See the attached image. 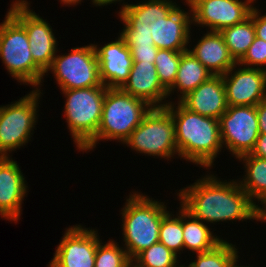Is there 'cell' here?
Segmentation results:
<instances>
[{
    "mask_svg": "<svg viewBox=\"0 0 266 267\" xmlns=\"http://www.w3.org/2000/svg\"><path fill=\"white\" fill-rule=\"evenodd\" d=\"M177 196L188 213L206 224L252 219L266 222V216L234 179L228 182L208 174L180 189Z\"/></svg>",
    "mask_w": 266,
    "mask_h": 267,
    "instance_id": "obj_1",
    "label": "cell"
},
{
    "mask_svg": "<svg viewBox=\"0 0 266 267\" xmlns=\"http://www.w3.org/2000/svg\"><path fill=\"white\" fill-rule=\"evenodd\" d=\"M165 107L170 111L175 124L180 159L207 170L213 168L215 158L223 149L219 120L189 111L179 101H170Z\"/></svg>",
    "mask_w": 266,
    "mask_h": 267,
    "instance_id": "obj_2",
    "label": "cell"
},
{
    "mask_svg": "<svg viewBox=\"0 0 266 267\" xmlns=\"http://www.w3.org/2000/svg\"><path fill=\"white\" fill-rule=\"evenodd\" d=\"M120 210L122 235L128 257L132 261L140 252L159 242L162 218L169 212L164 202L134 191Z\"/></svg>",
    "mask_w": 266,
    "mask_h": 267,
    "instance_id": "obj_3",
    "label": "cell"
},
{
    "mask_svg": "<svg viewBox=\"0 0 266 267\" xmlns=\"http://www.w3.org/2000/svg\"><path fill=\"white\" fill-rule=\"evenodd\" d=\"M151 108L148 103L121 88H107L97 134L81 151L94 150L98 141L124 143Z\"/></svg>",
    "mask_w": 266,
    "mask_h": 267,
    "instance_id": "obj_4",
    "label": "cell"
},
{
    "mask_svg": "<svg viewBox=\"0 0 266 267\" xmlns=\"http://www.w3.org/2000/svg\"><path fill=\"white\" fill-rule=\"evenodd\" d=\"M0 59L20 84L41 89L45 73L34 63L24 26L9 11L0 23Z\"/></svg>",
    "mask_w": 266,
    "mask_h": 267,
    "instance_id": "obj_5",
    "label": "cell"
},
{
    "mask_svg": "<svg viewBox=\"0 0 266 267\" xmlns=\"http://www.w3.org/2000/svg\"><path fill=\"white\" fill-rule=\"evenodd\" d=\"M106 86L61 90L66 97L64 116L74 144L81 151L97 134Z\"/></svg>",
    "mask_w": 266,
    "mask_h": 267,
    "instance_id": "obj_6",
    "label": "cell"
},
{
    "mask_svg": "<svg viewBox=\"0 0 266 267\" xmlns=\"http://www.w3.org/2000/svg\"><path fill=\"white\" fill-rule=\"evenodd\" d=\"M123 144L137 153L166 160L175 154L179 156L170 111L166 107H152Z\"/></svg>",
    "mask_w": 266,
    "mask_h": 267,
    "instance_id": "obj_7",
    "label": "cell"
},
{
    "mask_svg": "<svg viewBox=\"0 0 266 267\" xmlns=\"http://www.w3.org/2000/svg\"><path fill=\"white\" fill-rule=\"evenodd\" d=\"M41 94L40 89L33 88L18 101L0 106V157H10L11 152L31 140L39 117L37 109Z\"/></svg>",
    "mask_w": 266,
    "mask_h": 267,
    "instance_id": "obj_8",
    "label": "cell"
},
{
    "mask_svg": "<svg viewBox=\"0 0 266 267\" xmlns=\"http://www.w3.org/2000/svg\"><path fill=\"white\" fill-rule=\"evenodd\" d=\"M49 71L54 74L60 90L105 86L100 79L98 58L93 44L71 48L68 54H56L44 75H48Z\"/></svg>",
    "mask_w": 266,
    "mask_h": 267,
    "instance_id": "obj_9",
    "label": "cell"
},
{
    "mask_svg": "<svg viewBox=\"0 0 266 267\" xmlns=\"http://www.w3.org/2000/svg\"><path fill=\"white\" fill-rule=\"evenodd\" d=\"M219 122L222 146L236 159L254 149L260 134L256 106H228Z\"/></svg>",
    "mask_w": 266,
    "mask_h": 267,
    "instance_id": "obj_10",
    "label": "cell"
},
{
    "mask_svg": "<svg viewBox=\"0 0 266 267\" xmlns=\"http://www.w3.org/2000/svg\"><path fill=\"white\" fill-rule=\"evenodd\" d=\"M29 5L27 0H15L8 11L24 26L34 63L45 73L58 53V41L48 21Z\"/></svg>",
    "mask_w": 266,
    "mask_h": 267,
    "instance_id": "obj_11",
    "label": "cell"
},
{
    "mask_svg": "<svg viewBox=\"0 0 266 267\" xmlns=\"http://www.w3.org/2000/svg\"><path fill=\"white\" fill-rule=\"evenodd\" d=\"M65 229L48 267H95L98 231L81 224Z\"/></svg>",
    "mask_w": 266,
    "mask_h": 267,
    "instance_id": "obj_12",
    "label": "cell"
},
{
    "mask_svg": "<svg viewBox=\"0 0 266 267\" xmlns=\"http://www.w3.org/2000/svg\"><path fill=\"white\" fill-rule=\"evenodd\" d=\"M256 0H194L191 4L194 25L220 32L250 17Z\"/></svg>",
    "mask_w": 266,
    "mask_h": 267,
    "instance_id": "obj_13",
    "label": "cell"
},
{
    "mask_svg": "<svg viewBox=\"0 0 266 267\" xmlns=\"http://www.w3.org/2000/svg\"><path fill=\"white\" fill-rule=\"evenodd\" d=\"M242 67L236 63L222 75L228 106H256L266 99V71Z\"/></svg>",
    "mask_w": 266,
    "mask_h": 267,
    "instance_id": "obj_14",
    "label": "cell"
},
{
    "mask_svg": "<svg viewBox=\"0 0 266 267\" xmlns=\"http://www.w3.org/2000/svg\"><path fill=\"white\" fill-rule=\"evenodd\" d=\"M118 16L124 24L119 34L152 36L159 24L177 6L172 0H143L136 4H121Z\"/></svg>",
    "mask_w": 266,
    "mask_h": 267,
    "instance_id": "obj_15",
    "label": "cell"
},
{
    "mask_svg": "<svg viewBox=\"0 0 266 267\" xmlns=\"http://www.w3.org/2000/svg\"><path fill=\"white\" fill-rule=\"evenodd\" d=\"M96 50L100 79L107 88H122L129 79L133 59L125 39L119 34L115 41L105 43Z\"/></svg>",
    "mask_w": 266,
    "mask_h": 267,
    "instance_id": "obj_16",
    "label": "cell"
},
{
    "mask_svg": "<svg viewBox=\"0 0 266 267\" xmlns=\"http://www.w3.org/2000/svg\"><path fill=\"white\" fill-rule=\"evenodd\" d=\"M27 181L12 157H0V215L3 219L20 220L22 203L27 195Z\"/></svg>",
    "mask_w": 266,
    "mask_h": 267,
    "instance_id": "obj_17",
    "label": "cell"
},
{
    "mask_svg": "<svg viewBox=\"0 0 266 267\" xmlns=\"http://www.w3.org/2000/svg\"><path fill=\"white\" fill-rule=\"evenodd\" d=\"M121 89L133 97L145 101L151 107H165L170 103V100H166L168 92L159 82L153 63L133 62L129 79Z\"/></svg>",
    "mask_w": 266,
    "mask_h": 267,
    "instance_id": "obj_18",
    "label": "cell"
},
{
    "mask_svg": "<svg viewBox=\"0 0 266 267\" xmlns=\"http://www.w3.org/2000/svg\"><path fill=\"white\" fill-rule=\"evenodd\" d=\"M179 102L189 111L219 120L228 108L222 76H211Z\"/></svg>",
    "mask_w": 266,
    "mask_h": 267,
    "instance_id": "obj_19",
    "label": "cell"
},
{
    "mask_svg": "<svg viewBox=\"0 0 266 267\" xmlns=\"http://www.w3.org/2000/svg\"><path fill=\"white\" fill-rule=\"evenodd\" d=\"M189 12L176 6L167 17L159 24L155 32L154 45L158 49H169L173 51L188 50L191 40L192 10Z\"/></svg>",
    "mask_w": 266,
    "mask_h": 267,
    "instance_id": "obj_20",
    "label": "cell"
},
{
    "mask_svg": "<svg viewBox=\"0 0 266 267\" xmlns=\"http://www.w3.org/2000/svg\"><path fill=\"white\" fill-rule=\"evenodd\" d=\"M188 51L213 76L224 75L237 63L231 56L220 32L207 31L197 44Z\"/></svg>",
    "mask_w": 266,
    "mask_h": 267,
    "instance_id": "obj_21",
    "label": "cell"
},
{
    "mask_svg": "<svg viewBox=\"0 0 266 267\" xmlns=\"http://www.w3.org/2000/svg\"><path fill=\"white\" fill-rule=\"evenodd\" d=\"M237 159L240 162L243 161L246 172L243 179L237 180L240 187L266 216V159L252 156L250 153ZM256 200L258 204H256ZM259 202H261L262 207L259 206Z\"/></svg>",
    "mask_w": 266,
    "mask_h": 267,
    "instance_id": "obj_22",
    "label": "cell"
},
{
    "mask_svg": "<svg viewBox=\"0 0 266 267\" xmlns=\"http://www.w3.org/2000/svg\"><path fill=\"white\" fill-rule=\"evenodd\" d=\"M213 76L188 50L181 53L177 76L173 85L167 90L168 97L177 89L180 101L188 93Z\"/></svg>",
    "mask_w": 266,
    "mask_h": 267,
    "instance_id": "obj_23",
    "label": "cell"
},
{
    "mask_svg": "<svg viewBox=\"0 0 266 267\" xmlns=\"http://www.w3.org/2000/svg\"><path fill=\"white\" fill-rule=\"evenodd\" d=\"M182 229L184 249L192 253H202L214 249L223 239L213 235L210 227L194 218L182 207Z\"/></svg>",
    "mask_w": 266,
    "mask_h": 267,
    "instance_id": "obj_24",
    "label": "cell"
},
{
    "mask_svg": "<svg viewBox=\"0 0 266 267\" xmlns=\"http://www.w3.org/2000/svg\"><path fill=\"white\" fill-rule=\"evenodd\" d=\"M220 34L231 56L238 63L247 53L256 37L253 19L249 17L242 23L224 28Z\"/></svg>",
    "mask_w": 266,
    "mask_h": 267,
    "instance_id": "obj_25",
    "label": "cell"
},
{
    "mask_svg": "<svg viewBox=\"0 0 266 267\" xmlns=\"http://www.w3.org/2000/svg\"><path fill=\"white\" fill-rule=\"evenodd\" d=\"M179 207L176 216L172 212H168L162 218L159 231V242L177 255L182 254L180 251L184 250L182 206L180 205Z\"/></svg>",
    "mask_w": 266,
    "mask_h": 267,
    "instance_id": "obj_26",
    "label": "cell"
},
{
    "mask_svg": "<svg viewBox=\"0 0 266 267\" xmlns=\"http://www.w3.org/2000/svg\"><path fill=\"white\" fill-rule=\"evenodd\" d=\"M179 255L158 242L140 252L133 260L132 267H177Z\"/></svg>",
    "mask_w": 266,
    "mask_h": 267,
    "instance_id": "obj_27",
    "label": "cell"
},
{
    "mask_svg": "<svg viewBox=\"0 0 266 267\" xmlns=\"http://www.w3.org/2000/svg\"><path fill=\"white\" fill-rule=\"evenodd\" d=\"M236 245L223 240L214 249L197 253L196 259L191 261V267H229L232 260L239 254Z\"/></svg>",
    "mask_w": 266,
    "mask_h": 267,
    "instance_id": "obj_28",
    "label": "cell"
},
{
    "mask_svg": "<svg viewBox=\"0 0 266 267\" xmlns=\"http://www.w3.org/2000/svg\"><path fill=\"white\" fill-rule=\"evenodd\" d=\"M95 267H132V261L115 240L105 244L101 240L95 252Z\"/></svg>",
    "mask_w": 266,
    "mask_h": 267,
    "instance_id": "obj_29",
    "label": "cell"
},
{
    "mask_svg": "<svg viewBox=\"0 0 266 267\" xmlns=\"http://www.w3.org/2000/svg\"><path fill=\"white\" fill-rule=\"evenodd\" d=\"M182 52L184 51L158 49L154 65L159 82L166 90L173 85L176 79Z\"/></svg>",
    "mask_w": 266,
    "mask_h": 267,
    "instance_id": "obj_30",
    "label": "cell"
},
{
    "mask_svg": "<svg viewBox=\"0 0 266 267\" xmlns=\"http://www.w3.org/2000/svg\"><path fill=\"white\" fill-rule=\"evenodd\" d=\"M238 63L244 67L266 71V41L255 37L247 53ZM264 65L265 67H262Z\"/></svg>",
    "mask_w": 266,
    "mask_h": 267,
    "instance_id": "obj_31",
    "label": "cell"
},
{
    "mask_svg": "<svg viewBox=\"0 0 266 267\" xmlns=\"http://www.w3.org/2000/svg\"><path fill=\"white\" fill-rule=\"evenodd\" d=\"M133 62L153 63L155 61L158 48L155 45L149 46H128Z\"/></svg>",
    "mask_w": 266,
    "mask_h": 267,
    "instance_id": "obj_32",
    "label": "cell"
},
{
    "mask_svg": "<svg viewBox=\"0 0 266 267\" xmlns=\"http://www.w3.org/2000/svg\"><path fill=\"white\" fill-rule=\"evenodd\" d=\"M258 10L256 6L253 7L250 17L253 19L256 37L266 41V14L261 15Z\"/></svg>",
    "mask_w": 266,
    "mask_h": 267,
    "instance_id": "obj_33",
    "label": "cell"
},
{
    "mask_svg": "<svg viewBox=\"0 0 266 267\" xmlns=\"http://www.w3.org/2000/svg\"><path fill=\"white\" fill-rule=\"evenodd\" d=\"M126 42L127 46H149L154 45L152 36H144L137 34H120Z\"/></svg>",
    "mask_w": 266,
    "mask_h": 267,
    "instance_id": "obj_34",
    "label": "cell"
},
{
    "mask_svg": "<svg viewBox=\"0 0 266 267\" xmlns=\"http://www.w3.org/2000/svg\"><path fill=\"white\" fill-rule=\"evenodd\" d=\"M252 156L266 159V133H260L254 149L250 152Z\"/></svg>",
    "mask_w": 266,
    "mask_h": 267,
    "instance_id": "obj_35",
    "label": "cell"
},
{
    "mask_svg": "<svg viewBox=\"0 0 266 267\" xmlns=\"http://www.w3.org/2000/svg\"><path fill=\"white\" fill-rule=\"evenodd\" d=\"M260 133H266V99L256 105Z\"/></svg>",
    "mask_w": 266,
    "mask_h": 267,
    "instance_id": "obj_36",
    "label": "cell"
},
{
    "mask_svg": "<svg viewBox=\"0 0 266 267\" xmlns=\"http://www.w3.org/2000/svg\"><path fill=\"white\" fill-rule=\"evenodd\" d=\"M121 1L124 2L125 0H95V6H105L116 2L121 3Z\"/></svg>",
    "mask_w": 266,
    "mask_h": 267,
    "instance_id": "obj_37",
    "label": "cell"
},
{
    "mask_svg": "<svg viewBox=\"0 0 266 267\" xmlns=\"http://www.w3.org/2000/svg\"><path fill=\"white\" fill-rule=\"evenodd\" d=\"M81 1L82 0H61V3L64 5H67L68 7L69 6H72V5H77V4H81ZM93 5H95V0H91Z\"/></svg>",
    "mask_w": 266,
    "mask_h": 267,
    "instance_id": "obj_38",
    "label": "cell"
},
{
    "mask_svg": "<svg viewBox=\"0 0 266 267\" xmlns=\"http://www.w3.org/2000/svg\"><path fill=\"white\" fill-rule=\"evenodd\" d=\"M238 257H239V255H237L233 260H232V262H231V264H230V266L229 267H249V266H242V265H237L238 263L237 262H239V260H238ZM250 267H253V266H250Z\"/></svg>",
    "mask_w": 266,
    "mask_h": 267,
    "instance_id": "obj_39",
    "label": "cell"
},
{
    "mask_svg": "<svg viewBox=\"0 0 266 267\" xmlns=\"http://www.w3.org/2000/svg\"><path fill=\"white\" fill-rule=\"evenodd\" d=\"M194 0H185L186 5H190Z\"/></svg>",
    "mask_w": 266,
    "mask_h": 267,
    "instance_id": "obj_40",
    "label": "cell"
},
{
    "mask_svg": "<svg viewBox=\"0 0 266 267\" xmlns=\"http://www.w3.org/2000/svg\"><path fill=\"white\" fill-rule=\"evenodd\" d=\"M177 267H191V266L190 265L186 266V265H182V264L180 265L179 264Z\"/></svg>",
    "mask_w": 266,
    "mask_h": 267,
    "instance_id": "obj_41",
    "label": "cell"
}]
</instances>
